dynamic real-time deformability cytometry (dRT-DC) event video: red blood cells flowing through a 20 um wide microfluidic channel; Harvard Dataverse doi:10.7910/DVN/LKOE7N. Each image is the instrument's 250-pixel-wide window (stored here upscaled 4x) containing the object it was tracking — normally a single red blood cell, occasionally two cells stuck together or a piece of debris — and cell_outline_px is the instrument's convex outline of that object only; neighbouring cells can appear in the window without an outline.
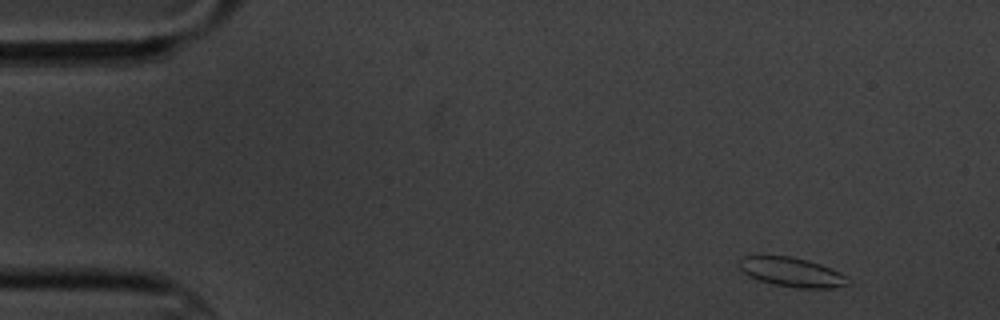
{"species": "common noctule bat (a hibernating species)", "species_latin": "Nyctalus noctula", "temperature_condition": "cold", "stored_images_in_passage": 4, "camera_frame_rate_fps": 3000, "um_per_image_px": 0.085, "animal": {"sex": "male", "body_mass_g": 20.1, "forearm_length_mm": 53.5}, "frame": {"image": 1, "passage_image": 1, "time_ms": 0.0, "image_size_px": [1000, 320], "cell_outline_px": [[848, 276], [844, 284], [836, 288], [796, 288], [772, 284], [748, 276], [740, 268], [740, 260], [744, 256], [792, 256], [808, 260], [820, 264], [840, 272]], "centroid_in_image_um": [67.29, 23.13], "position_along_channel_um": 17.7, "area_um2": 18.38}}
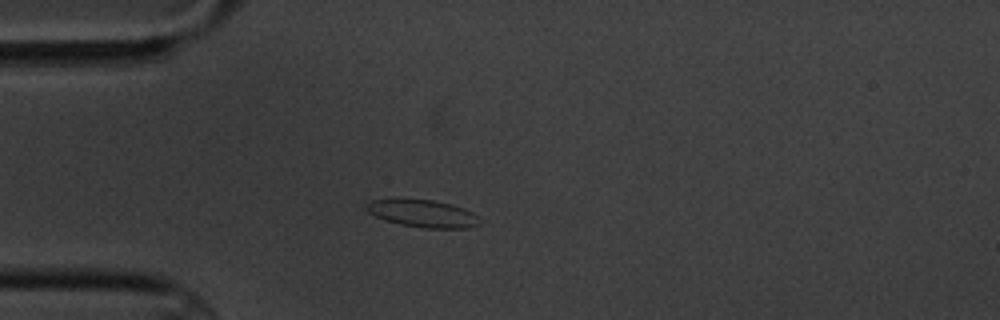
{"frame": {"image": 2, "passage_image": 4, "time_ms": 3.333, "image_size_px": [1000, 320], "cell_outline_px": [[484, 224], [468, 228], [420, 228], [400, 224], [384, 220], [368, 212], [364, 208], [364, 204], [368, 200], [432, 200], [452, 204], [464, 208], [472, 212]], "centroid_in_image_um": [35.95, 18.17], "position_along_channel_um": 49.0, "area_um2": 18.15}}